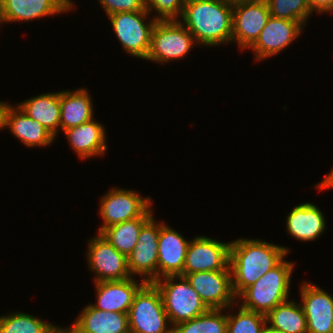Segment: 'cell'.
<instances>
[{
	"label": "cell",
	"instance_id": "cell-1",
	"mask_svg": "<svg viewBox=\"0 0 333 333\" xmlns=\"http://www.w3.org/2000/svg\"><path fill=\"white\" fill-rule=\"evenodd\" d=\"M288 253L286 247L259 239L231 241L229 267L235 296L276 267Z\"/></svg>",
	"mask_w": 333,
	"mask_h": 333
},
{
	"label": "cell",
	"instance_id": "cell-2",
	"mask_svg": "<svg viewBox=\"0 0 333 333\" xmlns=\"http://www.w3.org/2000/svg\"><path fill=\"white\" fill-rule=\"evenodd\" d=\"M232 10L233 6L224 0H185L183 21H179L197 45L216 47L232 42Z\"/></svg>",
	"mask_w": 333,
	"mask_h": 333
},
{
	"label": "cell",
	"instance_id": "cell-3",
	"mask_svg": "<svg viewBox=\"0 0 333 333\" xmlns=\"http://www.w3.org/2000/svg\"><path fill=\"white\" fill-rule=\"evenodd\" d=\"M294 263L283 259L254 284L245 288L236 298L241 307L267 315L278 304L289 300L291 274Z\"/></svg>",
	"mask_w": 333,
	"mask_h": 333
},
{
	"label": "cell",
	"instance_id": "cell-4",
	"mask_svg": "<svg viewBox=\"0 0 333 333\" xmlns=\"http://www.w3.org/2000/svg\"><path fill=\"white\" fill-rule=\"evenodd\" d=\"M153 283L160 291L171 327L178 323L194 319L208 310L185 276H164Z\"/></svg>",
	"mask_w": 333,
	"mask_h": 333
},
{
	"label": "cell",
	"instance_id": "cell-5",
	"mask_svg": "<svg viewBox=\"0 0 333 333\" xmlns=\"http://www.w3.org/2000/svg\"><path fill=\"white\" fill-rule=\"evenodd\" d=\"M160 291L146 282L136 293L128 311L130 333H172Z\"/></svg>",
	"mask_w": 333,
	"mask_h": 333
},
{
	"label": "cell",
	"instance_id": "cell-6",
	"mask_svg": "<svg viewBox=\"0 0 333 333\" xmlns=\"http://www.w3.org/2000/svg\"><path fill=\"white\" fill-rule=\"evenodd\" d=\"M196 40L179 20L157 21L153 27L146 60L167 63L183 59Z\"/></svg>",
	"mask_w": 333,
	"mask_h": 333
},
{
	"label": "cell",
	"instance_id": "cell-7",
	"mask_svg": "<svg viewBox=\"0 0 333 333\" xmlns=\"http://www.w3.org/2000/svg\"><path fill=\"white\" fill-rule=\"evenodd\" d=\"M148 15L149 12L145 9L139 12H118L108 16L126 53L143 60L148 56L151 33L157 22L153 18L148 23L146 21Z\"/></svg>",
	"mask_w": 333,
	"mask_h": 333
},
{
	"label": "cell",
	"instance_id": "cell-8",
	"mask_svg": "<svg viewBox=\"0 0 333 333\" xmlns=\"http://www.w3.org/2000/svg\"><path fill=\"white\" fill-rule=\"evenodd\" d=\"M140 196L138 192L112 188L102 196L99 213L103 219L98 233L112 225L142 217L151 207L152 199Z\"/></svg>",
	"mask_w": 333,
	"mask_h": 333
},
{
	"label": "cell",
	"instance_id": "cell-9",
	"mask_svg": "<svg viewBox=\"0 0 333 333\" xmlns=\"http://www.w3.org/2000/svg\"><path fill=\"white\" fill-rule=\"evenodd\" d=\"M87 264L95 273L94 281H119L130 278L127 257L118 252L100 233L88 243Z\"/></svg>",
	"mask_w": 333,
	"mask_h": 333
},
{
	"label": "cell",
	"instance_id": "cell-10",
	"mask_svg": "<svg viewBox=\"0 0 333 333\" xmlns=\"http://www.w3.org/2000/svg\"><path fill=\"white\" fill-rule=\"evenodd\" d=\"M159 234L160 223L152 216L140 229L137 245L127 257L131 277L139 275L146 282L158 279Z\"/></svg>",
	"mask_w": 333,
	"mask_h": 333
},
{
	"label": "cell",
	"instance_id": "cell-11",
	"mask_svg": "<svg viewBox=\"0 0 333 333\" xmlns=\"http://www.w3.org/2000/svg\"><path fill=\"white\" fill-rule=\"evenodd\" d=\"M182 276L186 277L208 309L225 310L239 303L232 289L231 270L193 272Z\"/></svg>",
	"mask_w": 333,
	"mask_h": 333
},
{
	"label": "cell",
	"instance_id": "cell-12",
	"mask_svg": "<svg viewBox=\"0 0 333 333\" xmlns=\"http://www.w3.org/2000/svg\"><path fill=\"white\" fill-rule=\"evenodd\" d=\"M230 243L203 235L195 236L187 248L183 274L230 270Z\"/></svg>",
	"mask_w": 333,
	"mask_h": 333
},
{
	"label": "cell",
	"instance_id": "cell-13",
	"mask_svg": "<svg viewBox=\"0 0 333 333\" xmlns=\"http://www.w3.org/2000/svg\"><path fill=\"white\" fill-rule=\"evenodd\" d=\"M270 17L266 0L233 5L232 43L248 49L258 38Z\"/></svg>",
	"mask_w": 333,
	"mask_h": 333
},
{
	"label": "cell",
	"instance_id": "cell-14",
	"mask_svg": "<svg viewBox=\"0 0 333 333\" xmlns=\"http://www.w3.org/2000/svg\"><path fill=\"white\" fill-rule=\"evenodd\" d=\"M305 26L299 21H291L270 15L256 41L248 48L255 53V60L267 59L289 46L302 33Z\"/></svg>",
	"mask_w": 333,
	"mask_h": 333
},
{
	"label": "cell",
	"instance_id": "cell-15",
	"mask_svg": "<svg viewBox=\"0 0 333 333\" xmlns=\"http://www.w3.org/2000/svg\"><path fill=\"white\" fill-rule=\"evenodd\" d=\"M299 292L308 333H332L333 296L309 282H304Z\"/></svg>",
	"mask_w": 333,
	"mask_h": 333
},
{
	"label": "cell",
	"instance_id": "cell-16",
	"mask_svg": "<svg viewBox=\"0 0 333 333\" xmlns=\"http://www.w3.org/2000/svg\"><path fill=\"white\" fill-rule=\"evenodd\" d=\"M72 0H0L2 22L31 21L73 9Z\"/></svg>",
	"mask_w": 333,
	"mask_h": 333
},
{
	"label": "cell",
	"instance_id": "cell-17",
	"mask_svg": "<svg viewBox=\"0 0 333 333\" xmlns=\"http://www.w3.org/2000/svg\"><path fill=\"white\" fill-rule=\"evenodd\" d=\"M134 278L136 277L119 281L96 282L97 301L91 305L98 310L106 312L128 314L136 293L146 283L144 280L138 283Z\"/></svg>",
	"mask_w": 333,
	"mask_h": 333
},
{
	"label": "cell",
	"instance_id": "cell-18",
	"mask_svg": "<svg viewBox=\"0 0 333 333\" xmlns=\"http://www.w3.org/2000/svg\"><path fill=\"white\" fill-rule=\"evenodd\" d=\"M190 241L167 226L160 223L158 240V279L169 275H183L184 262Z\"/></svg>",
	"mask_w": 333,
	"mask_h": 333
},
{
	"label": "cell",
	"instance_id": "cell-19",
	"mask_svg": "<svg viewBox=\"0 0 333 333\" xmlns=\"http://www.w3.org/2000/svg\"><path fill=\"white\" fill-rule=\"evenodd\" d=\"M69 329L72 333H130L128 314L85 306Z\"/></svg>",
	"mask_w": 333,
	"mask_h": 333
},
{
	"label": "cell",
	"instance_id": "cell-20",
	"mask_svg": "<svg viewBox=\"0 0 333 333\" xmlns=\"http://www.w3.org/2000/svg\"><path fill=\"white\" fill-rule=\"evenodd\" d=\"M5 127L27 147H45L55 140L42 124L30 118L17 105L8 107Z\"/></svg>",
	"mask_w": 333,
	"mask_h": 333
},
{
	"label": "cell",
	"instance_id": "cell-21",
	"mask_svg": "<svg viewBox=\"0 0 333 333\" xmlns=\"http://www.w3.org/2000/svg\"><path fill=\"white\" fill-rule=\"evenodd\" d=\"M288 233L299 241H313L324 232L326 221L322 211L309 202L295 206L286 217Z\"/></svg>",
	"mask_w": 333,
	"mask_h": 333
},
{
	"label": "cell",
	"instance_id": "cell-22",
	"mask_svg": "<svg viewBox=\"0 0 333 333\" xmlns=\"http://www.w3.org/2000/svg\"><path fill=\"white\" fill-rule=\"evenodd\" d=\"M105 128L94 119L64 130L68 142L80 159L104 155L107 149Z\"/></svg>",
	"mask_w": 333,
	"mask_h": 333
},
{
	"label": "cell",
	"instance_id": "cell-23",
	"mask_svg": "<svg viewBox=\"0 0 333 333\" xmlns=\"http://www.w3.org/2000/svg\"><path fill=\"white\" fill-rule=\"evenodd\" d=\"M92 102L85 88L60 91V129L64 131L94 119Z\"/></svg>",
	"mask_w": 333,
	"mask_h": 333
},
{
	"label": "cell",
	"instance_id": "cell-24",
	"mask_svg": "<svg viewBox=\"0 0 333 333\" xmlns=\"http://www.w3.org/2000/svg\"><path fill=\"white\" fill-rule=\"evenodd\" d=\"M16 105L54 137L57 136L60 130V92L40 94Z\"/></svg>",
	"mask_w": 333,
	"mask_h": 333
},
{
	"label": "cell",
	"instance_id": "cell-25",
	"mask_svg": "<svg viewBox=\"0 0 333 333\" xmlns=\"http://www.w3.org/2000/svg\"><path fill=\"white\" fill-rule=\"evenodd\" d=\"M152 216L153 212L150 208L142 217L107 227L100 234L104 236L118 252L128 257L137 245L140 229Z\"/></svg>",
	"mask_w": 333,
	"mask_h": 333
},
{
	"label": "cell",
	"instance_id": "cell-26",
	"mask_svg": "<svg viewBox=\"0 0 333 333\" xmlns=\"http://www.w3.org/2000/svg\"><path fill=\"white\" fill-rule=\"evenodd\" d=\"M266 323L285 333H308L307 320L301 303L286 300L266 315Z\"/></svg>",
	"mask_w": 333,
	"mask_h": 333
},
{
	"label": "cell",
	"instance_id": "cell-27",
	"mask_svg": "<svg viewBox=\"0 0 333 333\" xmlns=\"http://www.w3.org/2000/svg\"><path fill=\"white\" fill-rule=\"evenodd\" d=\"M224 309H208L194 319L176 324L172 333H227V315Z\"/></svg>",
	"mask_w": 333,
	"mask_h": 333
},
{
	"label": "cell",
	"instance_id": "cell-28",
	"mask_svg": "<svg viewBox=\"0 0 333 333\" xmlns=\"http://www.w3.org/2000/svg\"><path fill=\"white\" fill-rule=\"evenodd\" d=\"M60 327L21 311L0 316V333H55Z\"/></svg>",
	"mask_w": 333,
	"mask_h": 333
},
{
	"label": "cell",
	"instance_id": "cell-29",
	"mask_svg": "<svg viewBox=\"0 0 333 333\" xmlns=\"http://www.w3.org/2000/svg\"><path fill=\"white\" fill-rule=\"evenodd\" d=\"M269 13L273 17L306 22L313 12L310 9L308 0H266Z\"/></svg>",
	"mask_w": 333,
	"mask_h": 333
},
{
	"label": "cell",
	"instance_id": "cell-30",
	"mask_svg": "<svg viewBox=\"0 0 333 333\" xmlns=\"http://www.w3.org/2000/svg\"><path fill=\"white\" fill-rule=\"evenodd\" d=\"M239 312L227 314V333H261L266 315L239 307Z\"/></svg>",
	"mask_w": 333,
	"mask_h": 333
},
{
	"label": "cell",
	"instance_id": "cell-31",
	"mask_svg": "<svg viewBox=\"0 0 333 333\" xmlns=\"http://www.w3.org/2000/svg\"><path fill=\"white\" fill-rule=\"evenodd\" d=\"M185 0H145L146 10L156 11L157 21L180 20Z\"/></svg>",
	"mask_w": 333,
	"mask_h": 333
},
{
	"label": "cell",
	"instance_id": "cell-32",
	"mask_svg": "<svg viewBox=\"0 0 333 333\" xmlns=\"http://www.w3.org/2000/svg\"><path fill=\"white\" fill-rule=\"evenodd\" d=\"M107 16L118 12L144 11L145 0H99Z\"/></svg>",
	"mask_w": 333,
	"mask_h": 333
},
{
	"label": "cell",
	"instance_id": "cell-33",
	"mask_svg": "<svg viewBox=\"0 0 333 333\" xmlns=\"http://www.w3.org/2000/svg\"><path fill=\"white\" fill-rule=\"evenodd\" d=\"M308 4L312 12L333 13V0H308Z\"/></svg>",
	"mask_w": 333,
	"mask_h": 333
},
{
	"label": "cell",
	"instance_id": "cell-34",
	"mask_svg": "<svg viewBox=\"0 0 333 333\" xmlns=\"http://www.w3.org/2000/svg\"><path fill=\"white\" fill-rule=\"evenodd\" d=\"M316 188L319 190L333 188V168L330 173L325 175L324 179L316 185Z\"/></svg>",
	"mask_w": 333,
	"mask_h": 333
},
{
	"label": "cell",
	"instance_id": "cell-35",
	"mask_svg": "<svg viewBox=\"0 0 333 333\" xmlns=\"http://www.w3.org/2000/svg\"><path fill=\"white\" fill-rule=\"evenodd\" d=\"M9 106L10 104L0 101V130L6 128L5 127L6 112Z\"/></svg>",
	"mask_w": 333,
	"mask_h": 333
},
{
	"label": "cell",
	"instance_id": "cell-36",
	"mask_svg": "<svg viewBox=\"0 0 333 333\" xmlns=\"http://www.w3.org/2000/svg\"><path fill=\"white\" fill-rule=\"evenodd\" d=\"M261 333H285L283 331H279L273 327H271L270 325L268 326V324L266 323L261 331Z\"/></svg>",
	"mask_w": 333,
	"mask_h": 333
},
{
	"label": "cell",
	"instance_id": "cell-37",
	"mask_svg": "<svg viewBox=\"0 0 333 333\" xmlns=\"http://www.w3.org/2000/svg\"><path fill=\"white\" fill-rule=\"evenodd\" d=\"M227 3H229L230 5H236V4H240V3H247V2H254V1H259V0H224Z\"/></svg>",
	"mask_w": 333,
	"mask_h": 333
},
{
	"label": "cell",
	"instance_id": "cell-38",
	"mask_svg": "<svg viewBox=\"0 0 333 333\" xmlns=\"http://www.w3.org/2000/svg\"><path fill=\"white\" fill-rule=\"evenodd\" d=\"M55 333H72L67 327H60Z\"/></svg>",
	"mask_w": 333,
	"mask_h": 333
},
{
	"label": "cell",
	"instance_id": "cell-39",
	"mask_svg": "<svg viewBox=\"0 0 333 333\" xmlns=\"http://www.w3.org/2000/svg\"><path fill=\"white\" fill-rule=\"evenodd\" d=\"M3 24V22H2V18H1V11H0V24Z\"/></svg>",
	"mask_w": 333,
	"mask_h": 333
}]
</instances>
